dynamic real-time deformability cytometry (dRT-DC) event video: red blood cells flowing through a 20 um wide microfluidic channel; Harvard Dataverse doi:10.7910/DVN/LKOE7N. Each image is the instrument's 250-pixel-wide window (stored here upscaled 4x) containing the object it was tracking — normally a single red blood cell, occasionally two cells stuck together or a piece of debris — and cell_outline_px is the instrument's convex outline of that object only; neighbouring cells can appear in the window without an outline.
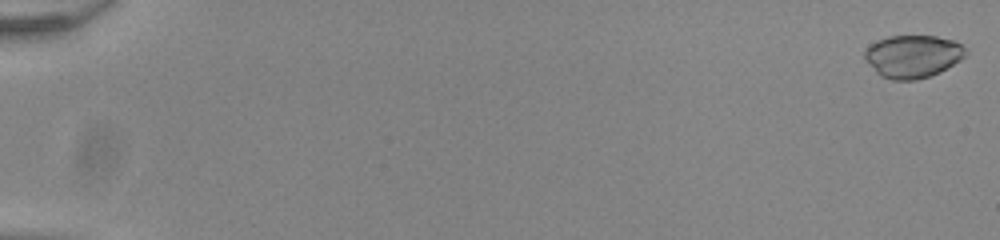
{"species": "common noctule bat (a hibernating species)", "species_latin": "Nyctalus noctula", "temperature_condition": "room temperature", "stored_images_in_passage": 16, "camera_frame_rate_fps": 3000, "um_per_image_px": 0.085, "animal": {"sex": "male", "body_mass_g": 20.0, "forearm_length_mm": 53.3}, "frame": {"image": 1, "passage_image": 1, "time_ms": 0.0, "image_size_px": [1000, 240], "cell_outline_px": [[968, 52], [960, 60], [940, 72], [916, 80], [892, 80], [880, 76], [864, 60], [864, 48], [876, 40], [888, 36], [936, 36], [952, 40], [960, 44]], "centroid_in_image_um": [77.54, 4.79], "position_along_channel_um": 7.5, "area_um2": 25.26}}
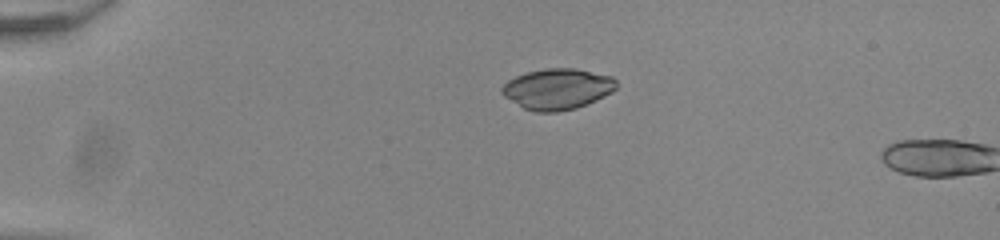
{"frame": {"image": 2, "passage_image": 14, "time_ms": 4.333, "image_size_px": [1000, 240], "cell_outline_px": [[620, 84], [612, 92], [596, 100], [576, 108], [556, 112], [536, 112], [524, 108], [504, 96], [500, 92], [500, 88], [508, 80], [516, 76], [528, 72], [548, 68], [576, 68], [612, 76]], "centroid_in_image_um": [47.4, 7.56], "position_along_channel_um": 37.6, "area_um2": 27.28}}